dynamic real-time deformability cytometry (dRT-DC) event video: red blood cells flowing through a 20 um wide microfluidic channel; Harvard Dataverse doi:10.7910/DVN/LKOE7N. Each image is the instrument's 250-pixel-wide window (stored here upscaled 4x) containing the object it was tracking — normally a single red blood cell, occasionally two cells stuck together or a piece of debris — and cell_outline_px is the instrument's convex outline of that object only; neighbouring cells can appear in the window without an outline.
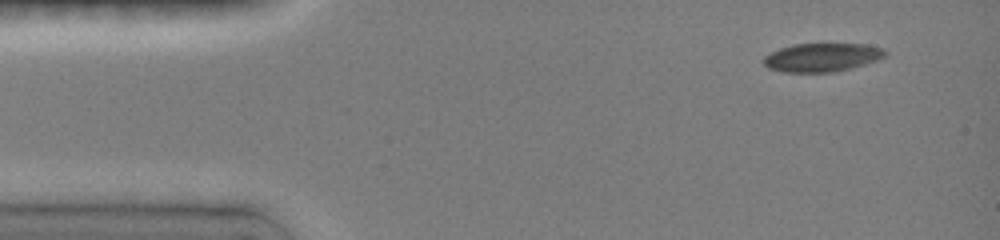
{"species": "common noctule bat (a hibernating species)", "species_latin": "Nyctalus noctula", "temperature_condition": "room temperature", "stored_images_in_passage": 44, "camera_frame_rate_fps": 3000, "um_per_image_px": 0.085, "animal": {"sex": "female", "body_mass_g": 19.0, "forearm_length_mm": 51.5}, "frame": {"image": 1, "passage_image": 1, "time_ms": 0.0, "image_size_px": [1000, 240], "cell_outline_px": [[888, 56], [864, 64], [832, 72], [784, 72], [768, 68], [764, 64], [764, 56], [780, 48], [792, 44], [864, 44], [884, 48], [888, 52]], "centroid_in_image_um": [69.89, 4.87], "position_along_channel_um": 15.1, "area_um2": 20.11}}
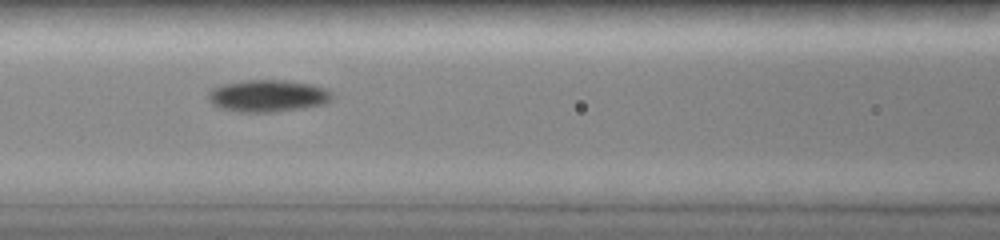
{"frame": {"image": 2, "passage_image": 17, "time_ms": 5.333, "image_size_px": [1000, 240], "cell_outline_px": [[332, 96], [324, 104], [300, 108], [272, 112], [236, 112], [220, 108], [212, 104], [208, 96], [216, 88], [228, 84], [244, 80], [284, 80], [312, 84], [324, 88]], "centroid_in_image_um": [22.77, 8.16], "position_along_channel_um": 143.8, "area_um2": 22.54}}
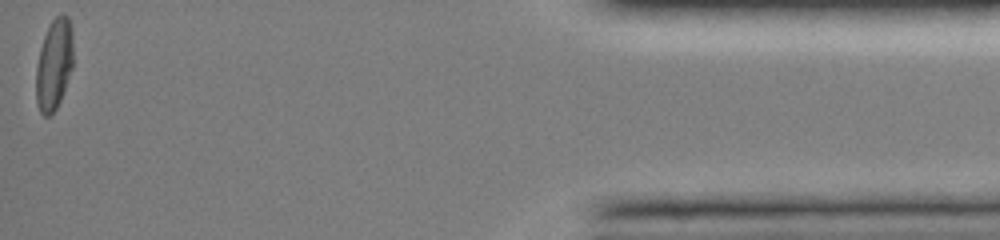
{"frame": {"image": 3, "passage_image": 44, "time_ms": 14.333, "image_size_px": [1000, 240], "cell_outline_px": [[72, 68], [60, 100], [56, 108], [48, 116], [44, 116], [40, 112], [36, 100], [36, 68], [40, 48], [44, 36], [52, 20], [56, 16], [68, 16], [72, 28]], "centroid_in_image_um": [4.58, 5.48], "position_along_channel_um": 430.6, "area_um2": 19.42}, "authors_computed_cell_mechanics": {"area_um2": 20.4901, "velocity_mm_per_s": 4.0253, "shape_relaxation_time_tau1_ms": 5.4749, "shape_relaxation_time_tau2_ms": null, "deformation_change_tau1": 0.125, "deformation_change_tau2": null}}